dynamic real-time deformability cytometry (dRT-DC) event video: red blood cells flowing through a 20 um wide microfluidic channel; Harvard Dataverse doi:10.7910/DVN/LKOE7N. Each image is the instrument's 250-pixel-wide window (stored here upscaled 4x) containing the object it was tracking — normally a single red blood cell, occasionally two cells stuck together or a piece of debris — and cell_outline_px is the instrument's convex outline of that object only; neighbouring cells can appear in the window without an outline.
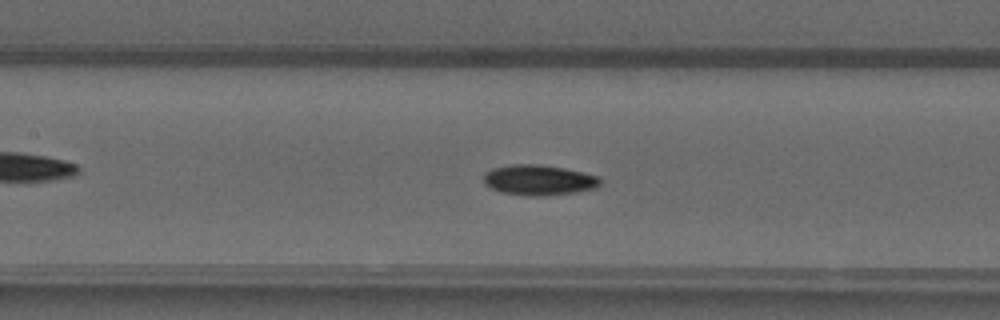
{"species": "common noctule bat (a hibernating species)", "species_latin": "Nyctalus noctula", "temperature_condition": "warm", "stored_images_in_passage": 51, "camera_frame_rate_fps": 3000, "um_per_image_px": 0.085, "animal": {"sex": "male", "forearm_length_mm": 52.5}, "frame": {"image": 1, "passage_image": 23, "time_ms": 7.333, "image_size_px": [1000, 320], "cell_outline_px": [[600, 184], [596, 188], [576, 192], [540, 196], [524, 196], [500, 192], [484, 184], [484, 172], [492, 168], [512, 164], [540, 164], [564, 168], [600, 176]], "centroid_in_image_um": [45.78, 15.3], "position_along_channel_um": 161.6, "area_um2": 20.81}}
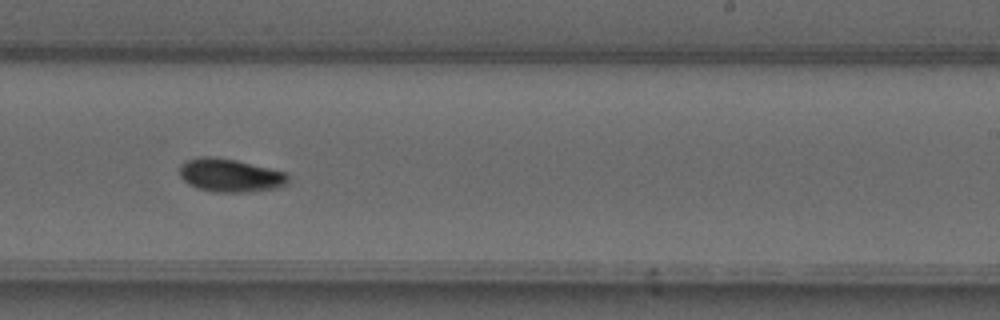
{"frame": {"image": 2, "passage_image": 31, "time_ms": 10.0, "image_size_px": [1000, 320], "cell_outline_px": [[288, 184], [276, 188], [244, 192], [212, 192], [196, 188], [188, 184], [180, 176], [180, 164], [184, 160], [200, 156], [212, 156], [236, 160], [284, 172], [288, 176]], "centroid_in_image_um": [19.51, 14.9], "position_along_channel_um": 269.5, "area_um2": 21.1}}
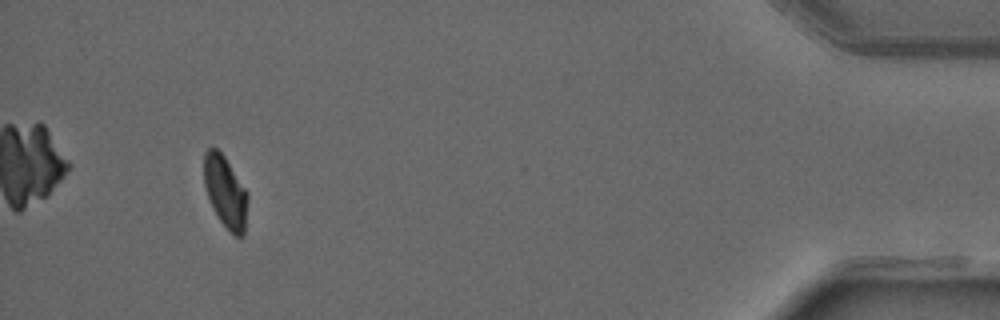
{"frame": {"image": 3, "passage_image": 47, "time_ms": 15.333, "image_size_px": [1000, 320], "cell_outline_px": [[248, 200], [244, 236], [232, 236], [220, 220], [208, 196], [204, 184], [204, 152], [208, 148], [216, 148], [224, 156], [248, 192]], "centroid_in_image_um": [19.18, 16.32], "position_along_channel_um": 416.0, "area_um2": 18.21}}